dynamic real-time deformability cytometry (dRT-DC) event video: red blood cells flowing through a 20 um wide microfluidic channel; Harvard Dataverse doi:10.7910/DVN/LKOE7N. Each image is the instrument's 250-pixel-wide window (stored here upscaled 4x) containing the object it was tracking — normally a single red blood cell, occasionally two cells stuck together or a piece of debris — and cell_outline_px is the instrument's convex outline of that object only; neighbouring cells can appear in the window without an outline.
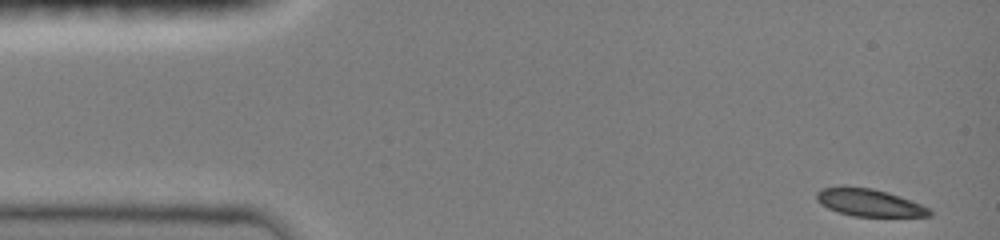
{"species": "common noctule bat (a hibernating species)", "species_latin": "Nyctalus noctula", "temperature_condition": "room temperature", "stored_images_in_passage": 6, "camera_frame_rate_fps": 3000, "um_per_image_px": 0.085, "animal": {"sex": "female", "body_mass_g": 19.0, "forearm_length_mm": 51.5}, "frame": {"image": 1, "passage_image": 1, "time_ms": 0.0, "image_size_px": [1000, 240], "cell_outline_px": [[932, 216], [852, 216], [828, 208], [820, 204], [816, 200], [816, 192], [820, 188], [840, 184], [844, 184], [872, 188], [888, 192], [900, 196], [932, 208]], "centroid_in_image_um": [73.84, 17.18], "position_along_channel_um": 11.2, "area_um2": 18.55}}
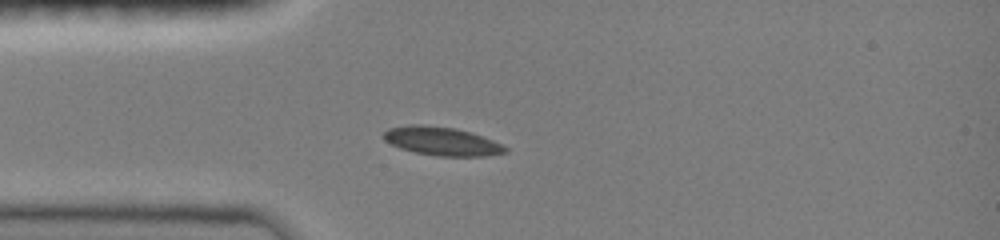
{"frame": {"image": 2, "passage_image": 6, "time_ms": 3.333, "image_size_px": [1000, 240], "cell_outline_px": [[508, 152], [488, 156], [440, 156], [416, 152], [400, 148], [384, 140], [384, 132], [388, 128], [408, 124], [420, 124], [456, 128], [472, 132], [504, 144], [508, 148]], "centroid_in_image_um": [37.6, 11.99], "position_along_channel_um": 47.4, "area_um2": 20.4}}